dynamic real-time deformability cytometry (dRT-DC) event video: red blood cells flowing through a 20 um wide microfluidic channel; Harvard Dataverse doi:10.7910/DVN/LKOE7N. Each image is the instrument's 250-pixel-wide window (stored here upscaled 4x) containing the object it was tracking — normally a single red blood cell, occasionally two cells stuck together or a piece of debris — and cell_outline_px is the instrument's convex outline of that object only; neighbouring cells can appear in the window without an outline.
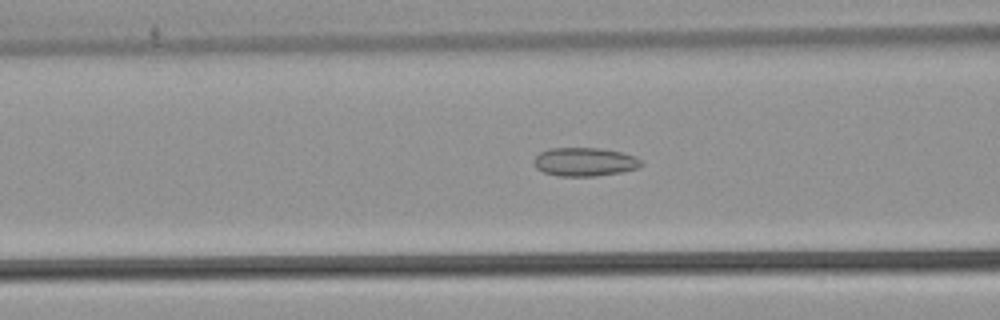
{"species": "common noctule bat (a hibernating species)", "species_latin": "Nyctalus noctula", "temperature_condition": "warm", "stored_images_in_passage": 53, "camera_frame_rate_fps": 3000, "um_per_image_px": 0.085, "animal": {"sex": "male", "body_mass_g": 21.5, "forearm_length_mm": 52.0}, "frame": {"image": 1, "passage_image": 22, "time_ms": 7.0, "image_size_px": [1000, 320], "cell_outline_px": [[644, 164], [640, 168], [620, 172], [596, 176], [560, 176], [544, 172], [536, 168], [532, 160], [540, 152], [548, 148], [600, 148], [620, 152], [636, 156]], "centroid_in_image_um": [49.7, 13.75], "position_along_channel_um": 116.9, "area_um2": 17.98}}
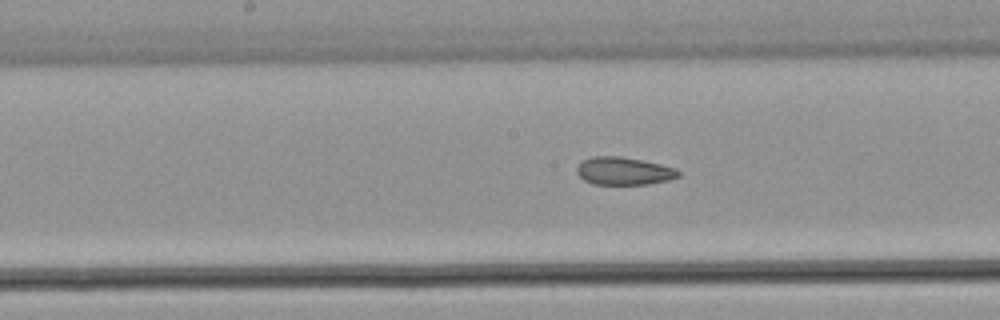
{"frame": {"image": 2, "passage_image": 28, "time_ms": 9.0, "image_size_px": [1000, 320], "cell_outline_px": [[680, 176], [668, 180], [648, 184], [592, 184], [584, 180], [576, 172], [576, 168], [584, 160], [592, 156], [620, 156], [660, 164], [676, 168], [680, 172]], "centroid_in_image_um": [53.03, 14.54], "position_along_channel_um": 195.2, "area_um2": 16.36}}
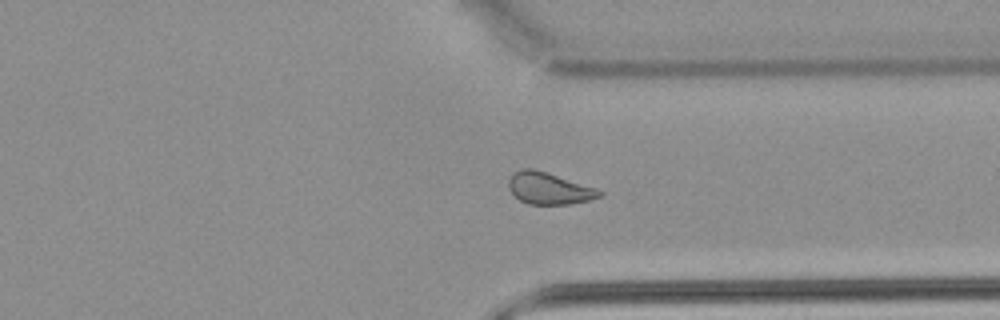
{"frame": {"image": 3, "passage_image": 41, "time_ms": 13.333, "image_size_px": [1000, 320], "cell_outline_px": [[604, 192], [600, 196], [588, 200], [572, 204], [528, 204], [520, 200], [508, 188], [508, 180], [512, 172], [520, 168], [532, 168], [596, 188]], "centroid_in_image_um": [46.62, 16.01], "position_along_channel_um": 364.8, "area_um2": 16.7}, "authors_computed_cell_mechanics": {"area_um2": 18.0914, "velocity_mm_per_s": 3.9064, "shape_relaxation_time_tau1_ms": null, "shape_relaxation_time_tau2_ms": 2.7447, "deformation_change_tau1": null, "deformation_change_tau2": 0.0802}}